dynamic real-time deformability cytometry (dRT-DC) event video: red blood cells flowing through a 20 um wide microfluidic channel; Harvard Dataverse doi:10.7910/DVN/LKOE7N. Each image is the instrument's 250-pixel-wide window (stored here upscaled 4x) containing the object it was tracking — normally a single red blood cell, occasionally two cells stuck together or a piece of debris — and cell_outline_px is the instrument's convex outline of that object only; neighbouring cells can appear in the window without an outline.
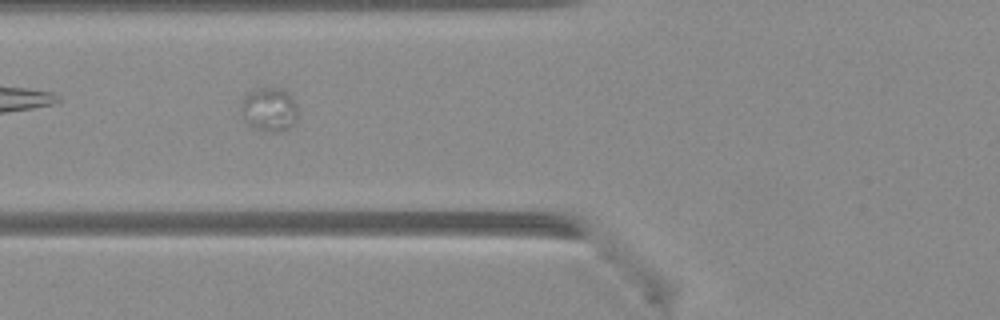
{"species": "Egyptian fruit bat (a non-hibernating species)", "species_latin": "Rousettus aegyptiacus", "temperature_condition": "warm", "stored_images_in_passage": 5, "camera_frame_rate_fps": 3000, "um_per_image_px": 0.085, "animal": {"sex": "female"}, "frame": {"image": 1, "passage_image": 2, "time_ms": 0.333, "image_size_px": [1000, 320], "cell_outline_px": [[296, 120], [288, 128], [280, 132], [272, 132], [256, 128], [248, 124], [244, 120], [240, 112], [240, 108], [244, 96], [248, 92], [256, 88], [284, 88], [292, 96], [296, 104]], "centroid_in_image_um": [22.87, 9.28], "position_along_channel_um": 102.9, "area_um2": 14.62}}
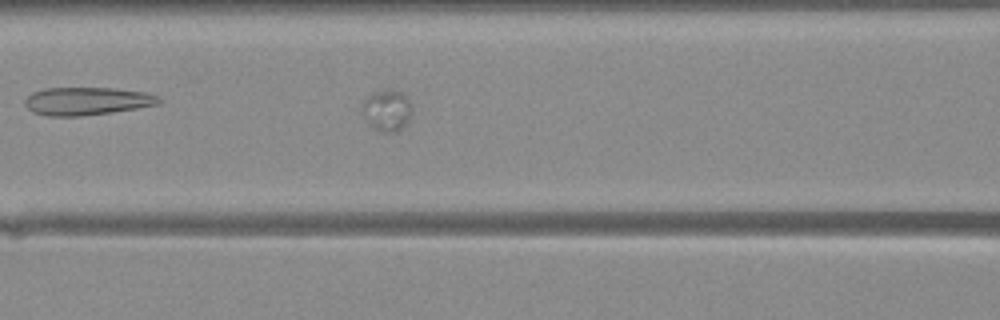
{"frame": {"image": 2, "passage_image": 4, "time_ms": 1.0, "image_size_px": [1000, 320], "cell_outline_px": [[412, 112], [408, 120], [396, 132], [384, 132], [376, 128], [364, 116], [360, 108], [360, 100], [368, 92], [388, 88], [392, 88], [408, 96], [412, 104]], "centroid_in_image_um": [32.86, 9.28], "position_along_channel_um": 133.7, "area_um2": 12.43}}